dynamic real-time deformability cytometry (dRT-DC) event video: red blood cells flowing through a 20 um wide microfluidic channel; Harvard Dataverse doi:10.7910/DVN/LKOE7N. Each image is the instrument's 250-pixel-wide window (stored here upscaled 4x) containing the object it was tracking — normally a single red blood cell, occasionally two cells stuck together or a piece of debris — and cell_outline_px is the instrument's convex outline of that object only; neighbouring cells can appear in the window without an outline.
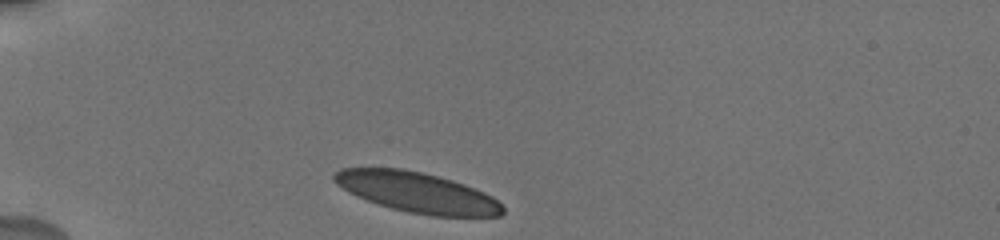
{"species": "human", "species_latin": "Homo sapiens", "temperature_condition": "cold", "stored_images_in_passage": 34, "camera_frame_rate_fps": 3000, "um_per_image_px": 0.085, "donor": {"sex": "male"}, "frame": {"image": 1, "passage_image": 1, "time_ms": 0.0, "image_size_px": [1000, 240], "cell_outline_px": [[504, 212], [500, 216], [432, 216], [408, 212], [392, 208], [356, 196], [348, 192], [336, 184], [332, 180], [332, 176], [340, 168], [404, 168], [424, 172], [452, 180], [464, 184], [484, 192], [492, 196], [504, 208]], "centroid_in_image_um": [35.44, 16.34], "position_along_channel_um": 49.6, "area_um2": 39.54}}
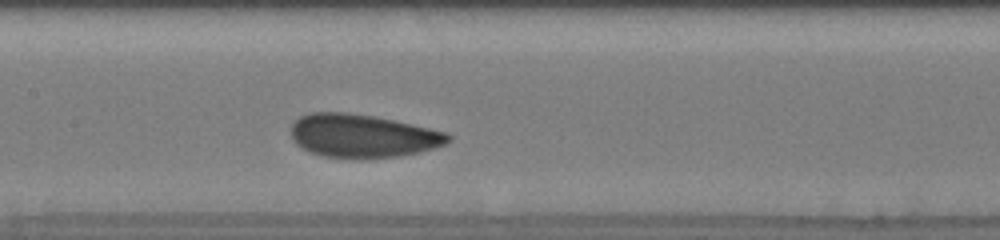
{"frame": {"image": 2, "passage_image": 14, "time_ms": 4.333, "image_size_px": [1000, 240], "cell_outline_px": [[452, 140], [444, 144], [420, 152], [400, 156], [364, 160], [352, 160], [324, 156], [312, 152], [296, 144], [292, 140], [292, 124], [300, 116], [308, 112], [348, 112], [372, 116], [392, 120], [428, 128], [444, 132], [452, 136]], "centroid_in_image_um": [30.79, 11.57], "position_along_channel_um": 176.6, "area_um2": 39.88}}
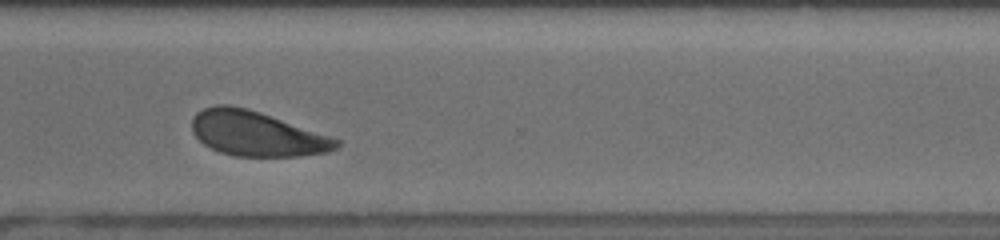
{"frame": {"image": 3, "passage_image": 28, "time_ms": 9.0, "image_size_px": [1000, 240], "cell_outline_px": [[340, 144], [336, 148], [328, 152], [300, 156], [236, 156], [220, 152], [204, 144], [192, 132], [192, 116], [196, 112], [204, 108], [216, 104], [228, 104], [248, 108], [260, 112], [340, 140]], "centroid_in_image_um": [21.77, 11.35], "position_along_channel_um": 348.8, "area_um2": 37.51}, "authors_computed_cell_mechanics": {"area_um2": 39.5063, "velocity_mm_per_s": 3.6891, "shape_relaxation_time_tau1_ms": 3.3186, "shape_relaxation_time_tau2_ms": 0.9892, "deformation_change_tau1": 0.1017, "deformation_change_tau2": 0.052}}